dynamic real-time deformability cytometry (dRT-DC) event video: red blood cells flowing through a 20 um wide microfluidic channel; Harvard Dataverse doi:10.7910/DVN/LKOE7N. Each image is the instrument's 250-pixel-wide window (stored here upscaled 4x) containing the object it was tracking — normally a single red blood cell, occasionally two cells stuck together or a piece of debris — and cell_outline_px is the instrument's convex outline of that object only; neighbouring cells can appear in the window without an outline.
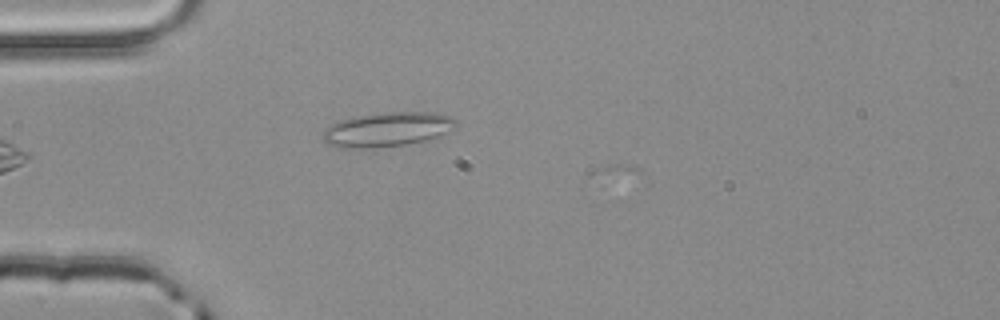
{"species": "common noctule bat (a hibernating species)", "species_latin": "Nyctalus noctula", "temperature_condition": "room temperature", "stored_images_in_passage": 3, "camera_frame_rate_fps": 3000, "um_per_image_px": 0.085, "animal": {"sex": "male", "body_mass_g": 20.4}, "frame": {"image": 1, "passage_image": 3, "time_ms": 0.667, "image_size_px": [1000, 320], "cell_outline_px": [[456, 128], [436, 136], [424, 140], [408, 144], [360, 148], [340, 148], [328, 144], [324, 140], [324, 132], [328, 124], [336, 120], [356, 116], [384, 112], [432, 112], [448, 116], [456, 120]], "centroid_in_image_um": [32.87, 10.98], "position_along_channel_um": 52.1, "area_um2": 26.53}}